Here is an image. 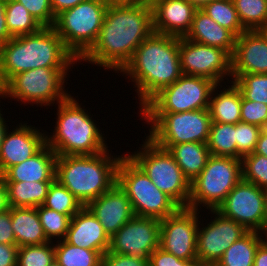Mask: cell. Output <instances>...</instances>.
Wrapping results in <instances>:
<instances>
[{"mask_svg":"<svg viewBox=\"0 0 267 266\" xmlns=\"http://www.w3.org/2000/svg\"><path fill=\"white\" fill-rule=\"evenodd\" d=\"M153 32L150 2L108 6L97 41L78 65L87 62L119 73Z\"/></svg>","mask_w":267,"mask_h":266,"instance_id":"6da1fadb","label":"cell"},{"mask_svg":"<svg viewBox=\"0 0 267 266\" xmlns=\"http://www.w3.org/2000/svg\"><path fill=\"white\" fill-rule=\"evenodd\" d=\"M119 73L133 82L140 110L161 89L182 75L179 37L153 32L137 47Z\"/></svg>","mask_w":267,"mask_h":266,"instance_id":"7a4b0ae2","label":"cell"},{"mask_svg":"<svg viewBox=\"0 0 267 266\" xmlns=\"http://www.w3.org/2000/svg\"><path fill=\"white\" fill-rule=\"evenodd\" d=\"M79 62L53 27L12 37L0 46V84L16 74L37 68H71Z\"/></svg>","mask_w":267,"mask_h":266,"instance_id":"3957f363","label":"cell"},{"mask_svg":"<svg viewBox=\"0 0 267 266\" xmlns=\"http://www.w3.org/2000/svg\"><path fill=\"white\" fill-rule=\"evenodd\" d=\"M77 100L70 94L59 102L55 129L53 133L45 131L46 144L57 156L95 155L109 148L105 134L91 117L93 114Z\"/></svg>","mask_w":267,"mask_h":266,"instance_id":"277c9868","label":"cell"},{"mask_svg":"<svg viewBox=\"0 0 267 266\" xmlns=\"http://www.w3.org/2000/svg\"><path fill=\"white\" fill-rule=\"evenodd\" d=\"M123 155L110 150L95 155L57 156V179L86 206L117 183V167Z\"/></svg>","mask_w":267,"mask_h":266,"instance_id":"5b68a950","label":"cell"},{"mask_svg":"<svg viewBox=\"0 0 267 266\" xmlns=\"http://www.w3.org/2000/svg\"><path fill=\"white\" fill-rule=\"evenodd\" d=\"M70 71L72 68H37L21 72L2 87L0 99L10 97L21 105L36 104L41 108L56 106L70 95L65 89Z\"/></svg>","mask_w":267,"mask_h":266,"instance_id":"8992f818","label":"cell"},{"mask_svg":"<svg viewBox=\"0 0 267 266\" xmlns=\"http://www.w3.org/2000/svg\"><path fill=\"white\" fill-rule=\"evenodd\" d=\"M117 184L130 200L135 216L162 220L181 208L125 153L117 167Z\"/></svg>","mask_w":267,"mask_h":266,"instance_id":"52a82bcc","label":"cell"},{"mask_svg":"<svg viewBox=\"0 0 267 266\" xmlns=\"http://www.w3.org/2000/svg\"><path fill=\"white\" fill-rule=\"evenodd\" d=\"M107 8L104 0H86L56 16L53 28L78 61L97 41Z\"/></svg>","mask_w":267,"mask_h":266,"instance_id":"ba28073f","label":"cell"},{"mask_svg":"<svg viewBox=\"0 0 267 266\" xmlns=\"http://www.w3.org/2000/svg\"><path fill=\"white\" fill-rule=\"evenodd\" d=\"M142 146L126 153L151 179L155 186L181 208H188L191 182L167 149L157 146L147 136Z\"/></svg>","mask_w":267,"mask_h":266,"instance_id":"9c48e42d","label":"cell"},{"mask_svg":"<svg viewBox=\"0 0 267 266\" xmlns=\"http://www.w3.org/2000/svg\"><path fill=\"white\" fill-rule=\"evenodd\" d=\"M242 179L241 159L210 155L206 166L191 182L188 208L217 210Z\"/></svg>","mask_w":267,"mask_h":266,"instance_id":"30bf717a","label":"cell"},{"mask_svg":"<svg viewBox=\"0 0 267 266\" xmlns=\"http://www.w3.org/2000/svg\"><path fill=\"white\" fill-rule=\"evenodd\" d=\"M139 114L150 126L147 137L155 144L207 143L211 125L209 109Z\"/></svg>","mask_w":267,"mask_h":266,"instance_id":"8fae6325","label":"cell"},{"mask_svg":"<svg viewBox=\"0 0 267 266\" xmlns=\"http://www.w3.org/2000/svg\"><path fill=\"white\" fill-rule=\"evenodd\" d=\"M217 84L200 76L182 74L173 84L161 89L139 113H180L208 109Z\"/></svg>","mask_w":267,"mask_h":266,"instance_id":"7c38bea8","label":"cell"},{"mask_svg":"<svg viewBox=\"0 0 267 266\" xmlns=\"http://www.w3.org/2000/svg\"><path fill=\"white\" fill-rule=\"evenodd\" d=\"M179 57L184 75L208 78L219 85L232 79L231 56L221 48L180 37Z\"/></svg>","mask_w":267,"mask_h":266,"instance_id":"4fadbf2b","label":"cell"},{"mask_svg":"<svg viewBox=\"0 0 267 266\" xmlns=\"http://www.w3.org/2000/svg\"><path fill=\"white\" fill-rule=\"evenodd\" d=\"M198 212V213H197ZM200 211L180 208L175 214L160 220L159 247L175 257L197 260V230Z\"/></svg>","mask_w":267,"mask_h":266,"instance_id":"5bb4252c","label":"cell"},{"mask_svg":"<svg viewBox=\"0 0 267 266\" xmlns=\"http://www.w3.org/2000/svg\"><path fill=\"white\" fill-rule=\"evenodd\" d=\"M264 189L241 179L217 208L223 216L240 223L247 231L262 234Z\"/></svg>","mask_w":267,"mask_h":266,"instance_id":"9a60e30c","label":"cell"},{"mask_svg":"<svg viewBox=\"0 0 267 266\" xmlns=\"http://www.w3.org/2000/svg\"><path fill=\"white\" fill-rule=\"evenodd\" d=\"M160 220L134 216L110 237L109 252L149 259L159 248Z\"/></svg>","mask_w":267,"mask_h":266,"instance_id":"2e32d148","label":"cell"},{"mask_svg":"<svg viewBox=\"0 0 267 266\" xmlns=\"http://www.w3.org/2000/svg\"><path fill=\"white\" fill-rule=\"evenodd\" d=\"M208 211L211 215H215L211 216L208 224L199 221L196 243L197 260L217 263L224 252L248 231L240 223L223 216L217 210Z\"/></svg>","mask_w":267,"mask_h":266,"instance_id":"e0dca14e","label":"cell"},{"mask_svg":"<svg viewBox=\"0 0 267 266\" xmlns=\"http://www.w3.org/2000/svg\"><path fill=\"white\" fill-rule=\"evenodd\" d=\"M6 130L0 149V175L9 167L20 164L35 155L45 144V130L25 123ZM41 130V132H40Z\"/></svg>","mask_w":267,"mask_h":266,"instance_id":"ac0fdd59","label":"cell"},{"mask_svg":"<svg viewBox=\"0 0 267 266\" xmlns=\"http://www.w3.org/2000/svg\"><path fill=\"white\" fill-rule=\"evenodd\" d=\"M231 71L232 79L242 74H267V41L257 30H246L236 38Z\"/></svg>","mask_w":267,"mask_h":266,"instance_id":"d6986e66","label":"cell"},{"mask_svg":"<svg viewBox=\"0 0 267 266\" xmlns=\"http://www.w3.org/2000/svg\"><path fill=\"white\" fill-rule=\"evenodd\" d=\"M153 31L162 35L185 37L197 8L187 0H150Z\"/></svg>","mask_w":267,"mask_h":266,"instance_id":"ffe728a7","label":"cell"},{"mask_svg":"<svg viewBox=\"0 0 267 266\" xmlns=\"http://www.w3.org/2000/svg\"><path fill=\"white\" fill-rule=\"evenodd\" d=\"M86 207L99 220L109 237L135 216L130 200L117 183Z\"/></svg>","mask_w":267,"mask_h":266,"instance_id":"44dd1931","label":"cell"},{"mask_svg":"<svg viewBox=\"0 0 267 266\" xmlns=\"http://www.w3.org/2000/svg\"><path fill=\"white\" fill-rule=\"evenodd\" d=\"M64 240L77 247L99 251L102 255L110 246V237L86 206L71 217Z\"/></svg>","mask_w":267,"mask_h":266,"instance_id":"7402d4cb","label":"cell"},{"mask_svg":"<svg viewBox=\"0 0 267 266\" xmlns=\"http://www.w3.org/2000/svg\"><path fill=\"white\" fill-rule=\"evenodd\" d=\"M57 154L45 144L35 155L20 164L9 167L2 177L4 182L53 181Z\"/></svg>","mask_w":267,"mask_h":266,"instance_id":"603a6c76","label":"cell"},{"mask_svg":"<svg viewBox=\"0 0 267 266\" xmlns=\"http://www.w3.org/2000/svg\"><path fill=\"white\" fill-rule=\"evenodd\" d=\"M184 38L221 48L232 56L237 37L231 31L216 23L204 11L197 9L193 16L191 28Z\"/></svg>","mask_w":267,"mask_h":266,"instance_id":"cb8c5ba5","label":"cell"},{"mask_svg":"<svg viewBox=\"0 0 267 266\" xmlns=\"http://www.w3.org/2000/svg\"><path fill=\"white\" fill-rule=\"evenodd\" d=\"M229 83V86L226 85L227 88L222 84H217L212 90L208 108L211 122L229 124L241 122L242 95L231 80L227 82V84ZM222 87L223 89H221Z\"/></svg>","mask_w":267,"mask_h":266,"instance_id":"d4e9b609","label":"cell"},{"mask_svg":"<svg viewBox=\"0 0 267 266\" xmlns=\"http://www.w3.org/2000/svg\"><path fill=\"white\" fill-rule=\"evenodd\" d=\"M11 223L18 247L50 242L34 207H11Z\"/></svg>","mask_w":267,"mask_h":266,"instance_id":"484cf974","label":"cell"},{"mask_svg":"<svg viewBox=\"0 0 267 266\" xmlns=\"http://www.w3.org/2000/svg\"><path fill=\"white\" fill-rule=\"evenodd\" d=\"M156 145L168 150L190 182L201 173L210 156L206 143L186 142Z\"/></svg>","mask_w":267,"mask_h":266,"instance_id":"4316f807","label":"cell"},{"mask_svg":"<svg viewBox=\"0 0 267 266\" xmlns=\"http://www.w3.org/2000/svg\"><path fill=\"white\" fill-rule=\"evenodd\" d=\"M51 182H4L9 207L36 208L43 205Z\"/></svg>","mask_w":267,"mask_h":266,"instance_id":"83f0119b","label":"cell"},{"mask_svg":"<svg viewBox=\"0 0 267 266\" xmlns=\"http://www.w3.org/2000/svg\"><path fill=\"white\" fill-rule=\"evenodd\" d=\"M266 238L260 232L248 231L224 252L217 266H253L257 249Z\"/></svg>","mask_w":267,"mask_h":266,"instance_id":"f1b7e54d","label":"cell"},{"mask_svg":"<svg viewBox=\"0 0 267 266\" xmlns=\"http://www.w3.org/2000/svg\"><path fill=\"white\" fill-rule=\"evenodd\" d=\"M206 144L210 155L237 158L236 124L211 122Z\"/></svg>","mask_w":267,"mask_h":266,"instance_id":"f546056e","label":"cell"},{"mask_svg":"<svg viewBox=\"0 0 267 266\" xmlns=\"http://www.w3.org/2000/svg\"><path fill=\"white\" fill-rule=\"evenodd\" d=\"M54 249L55 260L61 266H101L102 254L99 251L77 247L65 240L56 241Z\"/></svg>","mask_w":267,"mask_h":266,"instance_id":"4dcf8cb0","label":"cell"},{"mask_svg":"<svg viewBox=\"0 0 267 266\" xmlns=\"http://www.w3.org/2000/svg\"><path fill=\"white\" fill-rule=\"evenodd\" d=\"M6 25L12 37H19L39 31L42 26L29 11L15 0H7Z\"/></svg>","mask_w":267,"mask_h":266,"instance_id":"1f68e13d","label":"cell"},{"mask_svg":"<svg viewBox=\"0 0 267 266\" xmlns=\"http://www.w3.org/2000/svg\"><path fill=\"white\" fill-rule=\"evenodd\" d=\"M210 18L236 37L246 29L242 26L232 0H213L201 8Z\"/></svg>","mask_w":267,"mask_h":266,"instance_id":"d6a6232c","label":"cell"},{"mask_svg":"<svg viewBox=\"0 0 267 266\" xmlns=\"http://www.w3.org/2000/svg\"><path fill=\"white\" fill-rule=\"evenodd\" d=\"M43 206L66 214L70 218L83 207L81 202L57 179L51 182Z\"/></svg>","mask_w":267,"mask_h":266,"instance_id":"836d02e7","label":"cell"},{"mask_svg":"<svg viewBox=\"0 0 267 266\" xmlns=\"http://www.w3.org/2000/svg\"><path fill=\"white\" fill-rule=\"evenodd\" d=\"M242 26L257 30L267 22V0H232Z\"/></svg>","mask_w":267,"mask_h":266,"instance_id":"e575fe53","label":"cell"},{"mask_svg":"<svg viewBox=\"0 0 267 266\" xmlns=\"http://www.w3.org/2000/svg\"><path fill=\"white\" fill-rule=\"evenodd\" d=\"M40 223L50 242L64 240L71 218L66 214L58 213L43 205L36 207ZM55 240H53V239Z\"/></svg>","mask_w":267,"mask_h":266,"instance_id":"d590c367","label":"cell"},{"mask_svg":"<svg viewBox=\"0 0 267 266\" xmlns=\"http://www.w3.org/2000/svg\"><path fill=\"white\" fill-rule=\"evenodd\" d=\"M231 80L244 99L267 105V74H242Z\"/></svg>","mask_w":267,"mask_h":266,"instance_id":"8d00e7d4","label":"cell"},{"mask_svg":"<svg viewBox=\"0 0 267 266\" xmlns=\"http://www.w3.org/2000/svg\"><path fill=\"white\" fill-rule=\"evenodd\" d=\"M55 260L54 243L18 248L16 266H49Z\"/></svg>","mask_w":267,"mask_h":266,"instance_id":"74e56055","label":"cell"},{"mask_svg":"<svg viewBox=\"0 0 267 266\" xmlns=\"http://www.w3.org/2000/svg\"><path fill=\"white\" fill-rule=\"evenodd\" d=\"M241 163L242 179L260 188H267V157L253 152L242 157Z\"/></svg>","mask_w":267,"mask_h":266,"instance_id":"f35d334b","label":"cell"},{"mask_svg":"<svg viewBox=\"0 0 267 266\" xmlns=\"http://www.w3.org/2000/svg\"><path fill=\"white\" fill-rule=\"evenodd\" d=\"M262 128L249 123H236V145L237 158L252 154L256 148L257 141Z\"/></svg>","mask_w":267,"mask_h":266,"instance_id":"ab89813d","label":"cell"},{"mask_svg":"<svg viewBox=\"0 0 267 266\" xmlns=\"http://www.w3.org/2000/svg\"><path fill=\"white\" fill-rule=\"evenodd\" d=\"M21 3L42 27H53L56 16L51 8V0H15Z\"/></svg>","mask_w":267,"mask_h":266,"instance_id":"60d3db41","label":"cell"},{"mask_svg":"<svg viewBox=\"0 0 267 266\" xmlns=\"http://www.w3.org/2000/svg\"><path fill=\"white\" fill-rule=\"evenodd\" d=\"M241 122L267 128V105L246 100L241 101Z\"/></svg>","mask_w":267,"mask_h":266,"instance_id":"b9f144b4","label":"cell"},{"mask_svg":"<svg viewBox=\"0 0 267 266\" xmlns=\"http://www.w3.org/2000/svg\"><path fill=\"white\" fill-rule=\"evenodd\" d=\"M101 266H149V259L107 251L102 255Z\"/></svg>","mask_w":267,"mask_h":266,"instance_id":"7bdbcfd3","label":"cell"},{"mask_svg":"<svg viewBox=\"0 0 267 266\" xmlns=\"http://www.w3.org/2000/svg\"><path fill=\"white\" fill-rule=\"evenodd\" d=\"M0 243L15 244V236L11 223V207L0 213Z\"/></svg>","mask_w":267,"mask_h":266,"instance_id":"ee69618b","label":"cell"},{"mask_svg":"<svg viewBox=\"0 0 267 266\" xmlns=\"http://www.w3.org/2000/svg\"><path fill=\"white\" fill-rule=\"evenodd\" d=\"M18 246L0 243V266H16Z\"/></svg>","mask_w":267,"mask_h":266,"instance_id":"f6af8a7d","label":"cell"},{"mask_svg":"<svg viewBox=\"0 0 267 266\" xmlns=\"http://www.w3.org/2000/svg\"><path fill=\"white\" fill-rule=\"evenodd\" d=\"M149 266H174V255L159 247L150 254Z\"/></svg>","mask_w":267,"mask_h":266,"instance_id":"bcb514c9","label":"cell"},{"mask_svg":"<svg viewBox=\"0 0 267 266\" xmlns=\"http://www.w3.org/2000/svg\"><path fill=\"white\" fill-rule=\"evenodd\" d=\"M6 3L7 0H0V46L12 38L6 25Z\"/></svg>","mask_w":267,"mask_h":266,"instance_id":"7dc6e473","label":"cell"},{"mask_svg":"<svg viewBox=\"0 0 267 266\" xmlns=\"http://www.w3.org/2000/svg\"><path fill=\"white\" fill-rule=\"evenodd\" d=\"M86 0H51V8L55 16L60 14L62 11L73 8L81 2Z\"/></svg>","mask_w":267,"mask_h":266,"instance_id":"c3c4849f","label":"cell"},{"mask_svg":"<svg viewBox=\"0 0 267 266\" xmlns=\"http://www.w3.org/2000/svg\"><path fill=\"white\" fill-rule=\"evenodd\" d=\"M253 266H267V238L259 245Z\"/></svg>","mask_w":267,"mask_h":266,"instance_id":"681fc988","label":"cell"},{"mask_svg":"<svg viewBox=\"0 0 267 266\" xmlns=\"http://www.w3.org/2000/svg\"><path fill=\"white\" fill-rule=\"evenodd\" d=\"M254 153L267 157V128L261 130Z\"/></svg>","mask_w":267,"mask_h":266,"instance_id":"f907efd6","label":"cell"},{"mask_svg":"<svg viewBox=\"0 0 267 266\" xmlns=\"http://www.w3.org/2000/svg\"><path fill=\"white\" fill-rule=\"evenodd\" d=\"M9 209L8 201H7V191L4 184V179L2 175H0V213Z\"/></svg>","mask_w":267,"mask_h":266,"instance_id":"816d5d0a","label":"cell"},{"mask_svg":"<svg viewBox=\"0 0 267 266\" xmlns=\"http://www.w3.org/2000/svg\"><path fill=\"white\" fill-rule=\"evenodd\" d=\"M107 6L115 5H130V4H143L150 2V0H104Z\"/></svg>","mask_w":267,"mask_h":266,"instance_id":"f5cc1de1","label":"cell"},{"mask_svg":"<svg viewBox=\"0 0 267 266\" xmlns=\"http://www.w3.org/2000/svg\"><path fill=\"white\" fill-rule=\"evenodd\" d=\"M1 109H2V107L0 108V149H1V144H2L4 134H5L6 130L9 128L8 123H6V122H10V121H6L7 119H5L3 117V115H5V113L2 114Z\"/></svg>","mask_w":267,"mask_h":266,"instance_id":"db71d44e","label":"cell"},{"mask_svg":"<svg viewBox=\"0 0 267 266\" xmlns=\"http://www.w3.org/2000/svg\"><path fill=\"white\" fill-rule=\"evenodd\" d=\"M265 203H264V217L262 223V235L267 237V188L264 189Z\"/></svg>","mask_w":267,"mask_h":266,"instance_id":"11a10c76","label":"cell"},{"mask_svg":"<svg viewBox=\"0 0 267 266\" xmlns=\"http://www.w3.org/2000/svg\"><path fill=\"white\" fill-rule=\"evenodd\" d=\"M192 3L197 9L203 8L207 3H210L213 0H187Z\"/></svg>","mask_w":267,"mask_h":266,"instance_id":"9f6ffc18","label":"cell"},{"mask_svg":"<svg viewBox=\"0 0 267 266\" xmlns=\"http://www.w3.org/2000/svg\"><path fill=\"white\" fill-rule=\"evenodd\" d=\"M189 266H217V264L195 260V261H190Z\"/></svg>","mask_w":267,"mask_h":266,"instance_id":"6f0895ef","label":"cell"},{"mask_svg":"<svg viewBox=\"0 0 267 266\" xmlns=\"http://www.w3.org/2000/svg\"><path fill=\"white\" fill-rule=\"evenodd\" d=\"M257 31L267 41V22L264 25L260 26Z\"/></svg>","mask_w":267,"mask_h":266,"instance_id":"680465c9","label":"cell"},{"mask_svg":"<svg viewBox=\"0 0 267 266\" xmlns=\"http://www.w3.org/2000/svg\"><path fill=\"white\" fill-rule=\"evenodd\" d=\"M189 262L187 260H182L174 256V266H189Z\"/></svg>","mask_w":267,"mask_h":266,"instance_id":"91938a15","label":"cell"},{"mask_svg":"<svg viewBox=\"0 0 267 266\" xmlns=\"http://www.w3.org/2000/svg\"><path fill=\"white\" fill-rule=\"evenodd\" d=\"M49 266H61L56 260H54Z\"/></svg>","mask_w":267,"mask_h":266,"instance_id":"94428289","label":"cell"},{"mask_svg":"<svg viewBox=\"0 0 267 266\" xmlns=\"http://www.w3.org/2000/svg\"><path fill=\"white\" fill-rule=\"evenodd\" d=\"M1 94H2V85L0 84V97H1Z\"/></svg>","mask_w":267,"mask_h":266,"instance_id":"6125c7cd","label":"cell"}]
</instances>
